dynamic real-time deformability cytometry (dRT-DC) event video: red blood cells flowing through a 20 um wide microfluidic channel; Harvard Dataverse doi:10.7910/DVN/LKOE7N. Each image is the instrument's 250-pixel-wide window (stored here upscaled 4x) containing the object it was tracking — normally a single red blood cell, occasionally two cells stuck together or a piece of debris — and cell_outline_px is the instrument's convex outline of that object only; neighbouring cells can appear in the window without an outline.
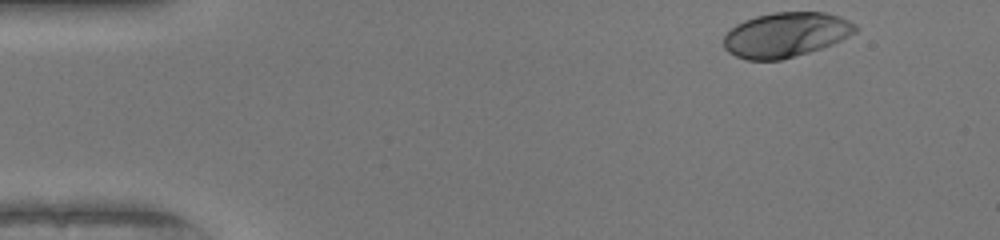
{"species": "human", "species_latin": "Homo sapiens", "temperature_condition": "warm", "stored_images_in_passage": 37, "camera_frame_rate_fps": 3000, "um_per_image_px": 0.085, "donor": {"sex": "female"}, "frame": {"image": 1, "passage_image": 1, "time_ms": 0.0, "image_size_px": [1000, 240], "cell_outline_px": [[860, 28], [856, 32], [832, 44], [808, 52], [780, 60], [744, 60], [728, 52], [724, 48], [724, 36], [736, 24], [744, 20], [756, 16], [772, 12], [824, 12], [840, 16], [856, 24]], "centroid_in_image_um": [66.8, 2.95], "position_along_channel_um": 18.2, "area_um2": 34.39}}
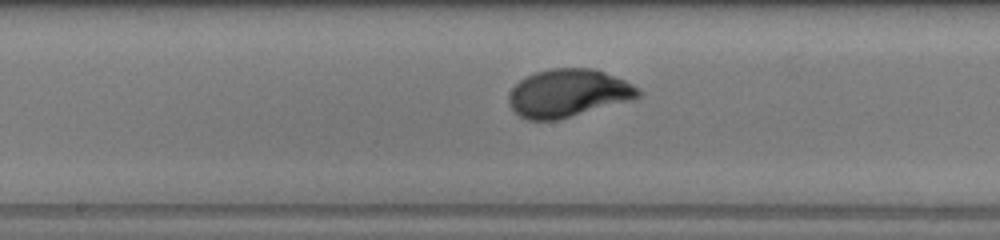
{"frame": {"image": 2, "passage_image": 22, "time_ms": 7.0, "image_size_px": [1000, 240], "cell_outline_px": [[644, 92], [640, 96], [632, 100], [556, 120], [528, 120], [520, 116], [508, 104], [508, 96], [512, 88], [520, 80], [536, 72], [552, 68], [592, 68], [604, 72], [624, 80], [640, 88]], "centroid_in_image_um": [48.31, 7.91], "position_along_channel_um": 199.9, "area_um2": 36.01}}
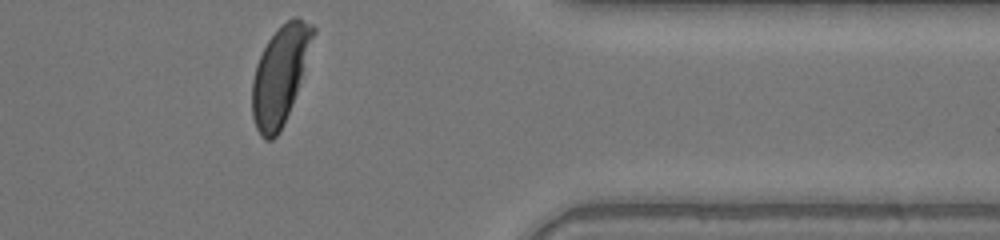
{"frame": {"image": 3, "passage_image": 37, "time_ms": 12.0, "image_size_px": [1000, 240], "cell_outline_px": [[316, 32], [296, 92], [280, 132], [272, 140], [264, 140], [260, 136], [256, 128], [252, 116], [252, 80], [256, 64], [268, 40], [292, 16], [296, 16], [312, 24], [316, 28]], "centroid_in_image_um": [23.79, 6.39], "position_along_channel_um": 387.6, "area_um2": 34.22}, "authors_computed_cell_mechanics": {"area_um2": 34.68, "velocity_mm_per_s": 4.1126, "shape_relaxation_time_tau1_ms": 2.5949, "shape_relaxation_time_tau2_ms": null, "deformation_change_tau1": 0.192, "deformation_change_tau2": null}}